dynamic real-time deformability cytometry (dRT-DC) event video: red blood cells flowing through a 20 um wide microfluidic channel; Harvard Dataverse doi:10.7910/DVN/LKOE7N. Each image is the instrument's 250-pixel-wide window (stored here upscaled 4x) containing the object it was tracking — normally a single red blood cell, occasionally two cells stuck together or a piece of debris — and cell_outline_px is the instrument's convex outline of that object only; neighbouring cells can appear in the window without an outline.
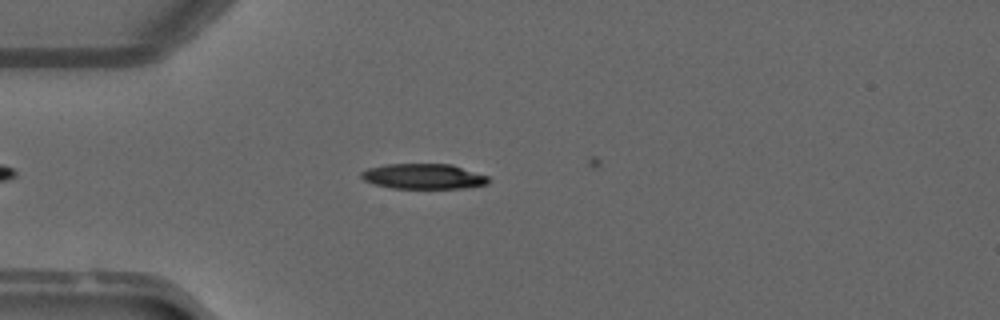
{"species": "common noctule bat (a hibernating species)", "species_latin": "Nyctalus noctula", "temperature_condition": "warm", "stored_images_in_passage": 12, "camera_frame_rate_fps": 3000, "um_per_image_px": 0.085, "animal": {"sex": "male", "forearm_length_mm": 52.5}, "frame": {"image": 1, "passage_image": 7, "time_ms": 2.0, "image_size_px": [1000, 320], "cell_outline_px": [[492, 180], [488, 184], [464, 188], [392, 188], [376, 184], [364, 180], [360, 176], [360, 172], [368, 168], [384, 164], [452, 164], [488, 176]], "centroid_in_image_um": [36.02, 14.99], "position_along_channel_um": 49.0, "area_um2": 18.79}}